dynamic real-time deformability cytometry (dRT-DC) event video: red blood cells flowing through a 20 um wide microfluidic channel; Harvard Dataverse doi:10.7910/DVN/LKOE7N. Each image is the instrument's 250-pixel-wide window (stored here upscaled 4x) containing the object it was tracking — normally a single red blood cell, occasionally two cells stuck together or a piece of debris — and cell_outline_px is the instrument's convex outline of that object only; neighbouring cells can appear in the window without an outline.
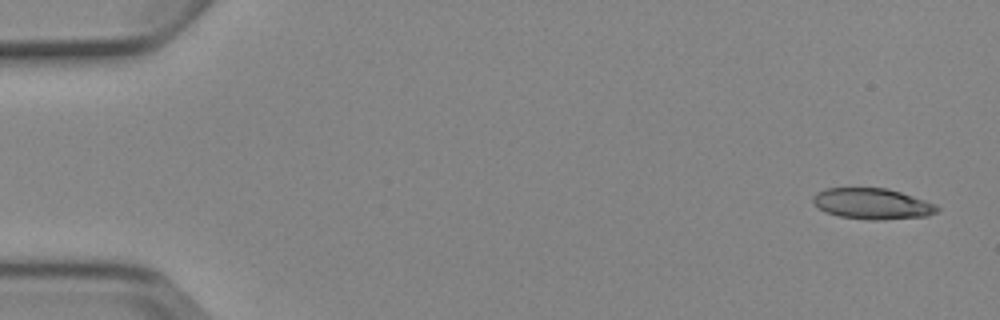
{"species": "Egyptian fruit bat (a non-hibernating species)", "species_latin": "Rousettus aegyptiacus", "temperature_condition": "cold", "stored_images_in_passage": 4, "camera_frame_rate_fps": 3000, "um_per_image_px": 0.085, "animal": {"sex": "female"}, "frame": {"image": 1, "passage_image": 1, "time_ms": 0.0, "image_size_px": [1000, 320], "cell_outline_px": [[940, 208], [936, 212], [928, 216], [884, 220], [868, 220], [840, 216], [824, 212], [812, 204], [812, 196], [816, 192], [824, 188], [888, 188], [936, 204]], "centroid_in_image_um": [74.1, 17.32], "position_along_channel_um": 10.9, "area_um2": 22.6}}
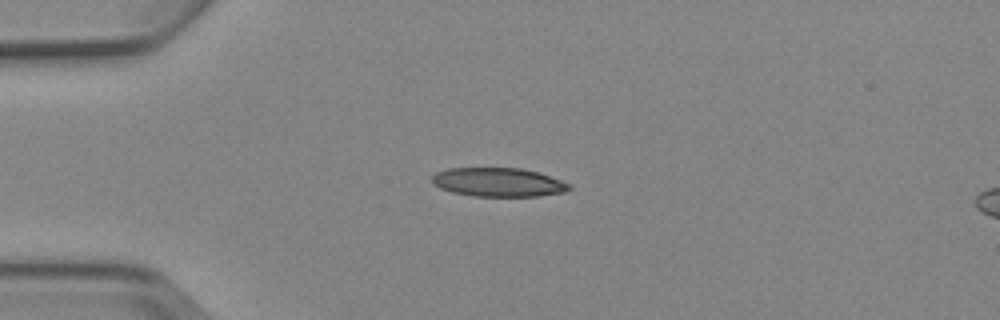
{"frame": {"image": 2, "passage_image": 4, "time_ms": 3.667, "image_size_px": [1000, 320], "cell_outline_px": [[572, 188], [564, 192], [540, 196], [472, 196], [452, 192], [440, 188], [432, 184], [432, 176], [436, 172], [448, 168], [524, 168], [540, 172], [572, 184]], "centroid_in_image_um": [42.38, 15.48], "position_along_channel_um": 42.6, "area_um2": 23.35}}